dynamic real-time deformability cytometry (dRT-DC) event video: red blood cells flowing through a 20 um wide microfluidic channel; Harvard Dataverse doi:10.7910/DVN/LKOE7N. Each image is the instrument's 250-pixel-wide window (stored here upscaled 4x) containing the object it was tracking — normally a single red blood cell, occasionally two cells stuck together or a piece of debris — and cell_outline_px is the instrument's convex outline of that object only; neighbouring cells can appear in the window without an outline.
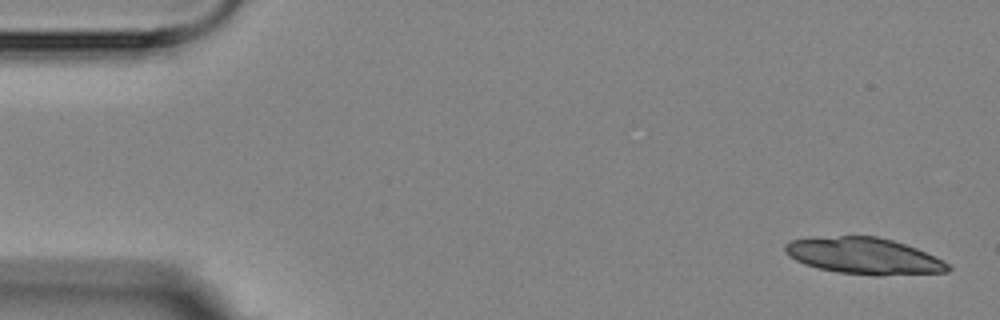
{"species": "Egyptian fruit bat (a non-hibernating species)", "species_latin": "Rousettus aegyptiacus", "temperature_condition": "room temperature", "stored_images_in_passage": 7, "camera_frame_rate_fps": 3000, "um_per_image_px": 0.085, "animal": {"sex": "female"}, "frame": {"image": 1, "passage_image": 1, "time_ms": 0.0, "image_size_px": [1000, 320], "cell_outline_px": [[952, 268], [948, 272], [880, 276], [876, 276], [836, 272], [816, 268], [804, 264], [796, 260], [784, 248], [784, 244], [792, 240], [808, 236], [876, 236], [892, 240], [916, 248], [944, 260]], "centroid_in_image_um": [73.44, 21.75], "position_along_channel_um": 11.6, "area_um2": 34.91}}